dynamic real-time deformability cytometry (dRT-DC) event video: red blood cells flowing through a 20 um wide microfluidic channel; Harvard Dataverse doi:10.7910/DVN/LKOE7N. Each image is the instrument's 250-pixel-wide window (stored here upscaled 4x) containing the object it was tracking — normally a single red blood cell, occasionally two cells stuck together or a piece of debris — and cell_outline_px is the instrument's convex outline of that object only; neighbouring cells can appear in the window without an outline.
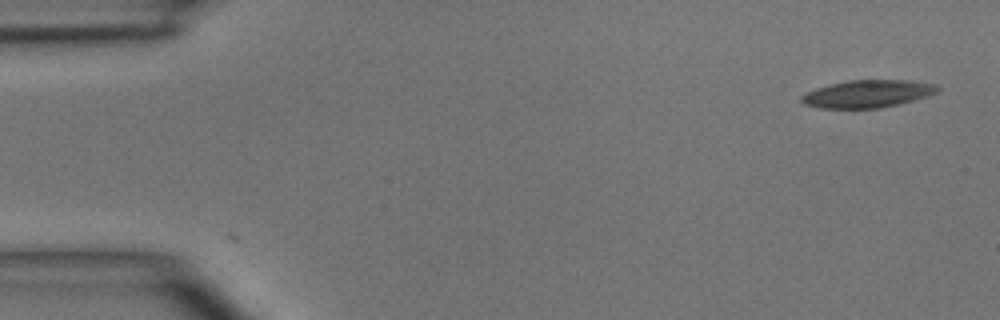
{"species": "common noctule bat (a hibernating species)", "species_latin": "Nyctalus noctula", "temperature_condition": "room temperature", "stored_images_in_passage": 4, "camera_frame_rate_fps": 3000, "um_per_image_px": 0.085, "animal": {"sex": "male", "body_mass_g": 15.6}, "frame": {"image": 1, "passage_image": 1, "time_ms": 0.0, "image_size_px": [1000, 320], "cell_outline_px": [[940, 88], [936, 92], [928, 96], [880, 108], [820, 108], [804, 104], [800, 100], [800, 96], [816, 88], [848, 80], [908, 80], [932, 84]], "centroid_in_image_um": [73.71, 7.97], "position_along_channel_um": 11.3, "area_um2": 21.5}}
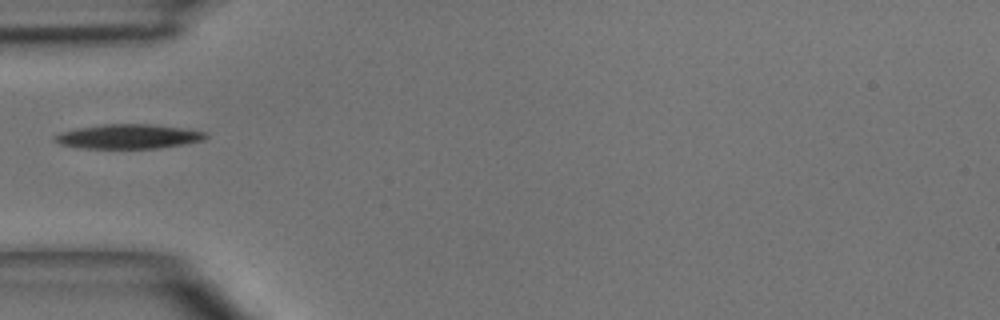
{"frame": {"image": 2, "passage_image": 4, "time_ms": 4.333, "image_size_px": [1000, 320], "cell_outline_px": [[208, 136], [204, 140], [188, 144], [160, 148], [80, 148], [60, 144], [52, 140], [52, 136], [60, 132], [76, 128], [104, 124], [148, 124], [184, 128], [208, 132]], "centroid_in_image_um": [10.93, 11.6], "position_along_channel_um": 74.1, "area_um2": 21.79}}